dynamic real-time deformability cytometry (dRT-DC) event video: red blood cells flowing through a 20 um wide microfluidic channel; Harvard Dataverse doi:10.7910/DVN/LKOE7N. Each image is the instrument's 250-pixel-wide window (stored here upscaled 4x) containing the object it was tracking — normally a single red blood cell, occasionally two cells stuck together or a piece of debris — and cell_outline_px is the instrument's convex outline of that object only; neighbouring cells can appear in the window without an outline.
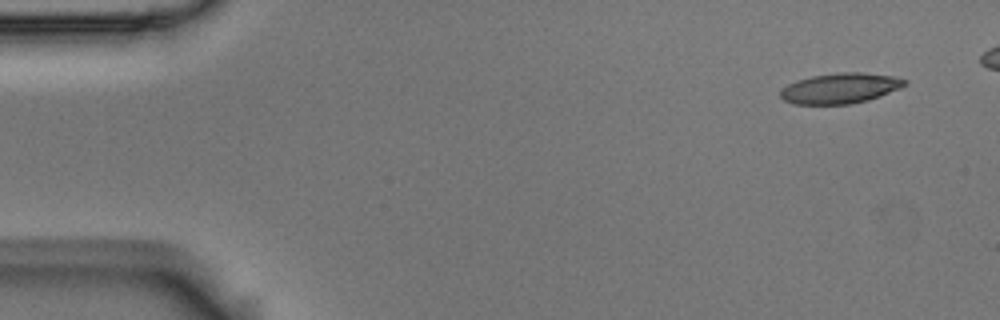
{"species": "Egyptian fruit bat (a non-hibernating species)", "species_latin": "Rousettus aegyptiacus", "temperature_condition": "room temperature", "stored_images_in_passage": 7, "camera_frame_rate_fps": 3000, "um_per_image_px": 0.085, "animal": {"sex": "male"}, "frame": {"image": 1, "passage_image": 1, "time_ms": 0.0, "image_size_px": [1000, 320], "cell_outline_px": [[908, 84], [900, 88], [880, 96], [868, 100], [848, 104], [792, 104], [784, 100], [780, 96], [780, 88], [796, 80], [812, 76], [840, 72], [860, 72], [892, 76], [908, 80]], "centroid_in_image_um": [71.4, 7.5], "position_along_channel_um": 13.6, "area_um2": 22.08}}
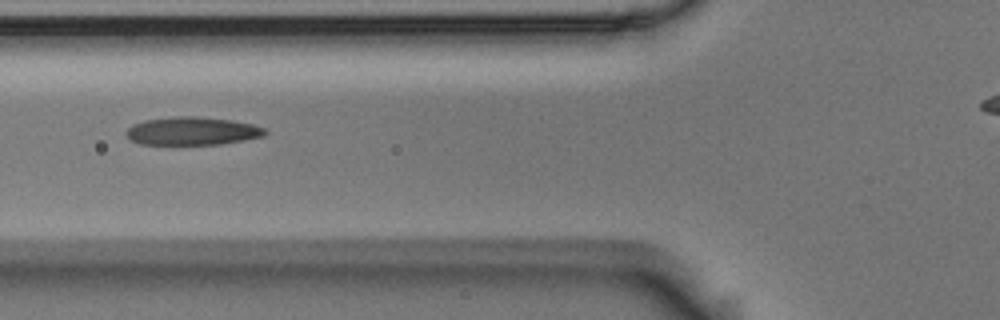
{"frame": {"image": 2, "passage_image": 6, "time_ms": 1.667, "image_size_px": [1000, 320], "cell_outline_px": [[268, 132], [264, 136], [244, 140], [220, 144], [140, 144], [128, 140], [124, 132], [132, 124], [144, 120], [176, 116], [196, 116], [232, 120], [252, 124], [264, 128]], "centroid_in_image_um": [16.3, 11.13], "position_along_channel_um": 109.5, "area_um2": 22.89}}
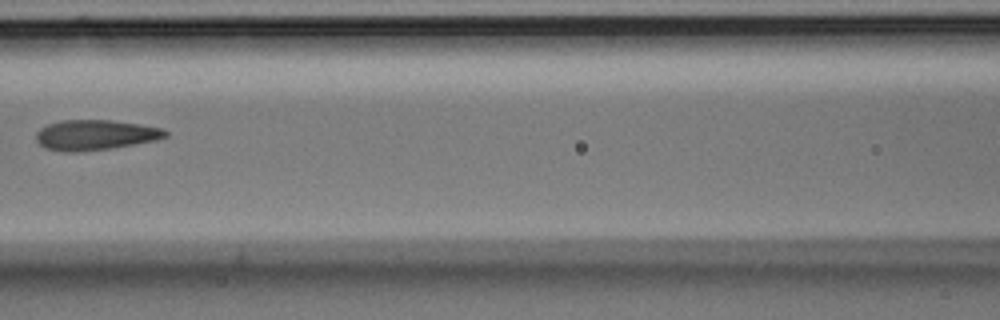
{"frame": {"image": 3, "passage_image": 7, "time_ms": 2.0, "image_size_px": [1000, 320], "cell_outline_px": [[168, 136], [156, 140], [108, 148], [72, 152], [68, 152], [44, 148], [36, 140], [36, 132], [40, 128], [48, 124], [60, 120], [112, 120], [140, 124], [160, 128], [168, 132]], "centroid_in_image_um": [8.06, 11.46], "position_along_channel_um": 158.5, "area_um2": 22.54}}